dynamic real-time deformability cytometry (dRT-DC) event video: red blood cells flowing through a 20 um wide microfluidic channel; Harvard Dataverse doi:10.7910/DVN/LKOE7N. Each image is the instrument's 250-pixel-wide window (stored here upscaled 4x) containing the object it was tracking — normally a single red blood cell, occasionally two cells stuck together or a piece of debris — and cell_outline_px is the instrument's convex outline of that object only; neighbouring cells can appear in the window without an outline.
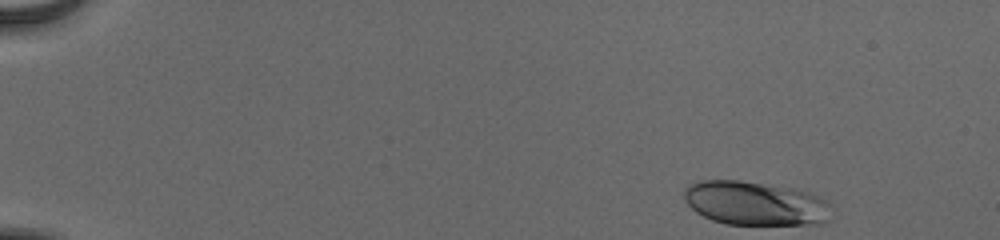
{"species": "human", "species_latin": "Homo sapiens", "temperature_condition": "cold", "stored_images_in_passage": 49, "camera_frame_rate_fps": 3000, "um_per_image_px": 0.085, "donor": {"sex": "male"}, "frame": {"image": 1, "passage_image": 1, "time_ms": 0.0, "image_size_px": [1000, 240], "cell_outline_px": [[828, 220], [820, 224], [724, 224], [712, 220], [696, 212], [684, 200], [684, 188], [688, 184], [700, 180], [740, 180], [796, 188], [820, 196], [828, 200]], "centroid_in_image_um": [64.17, 17.27], "position_along_channel_um": 20.8, "area_um2": 37.92}}
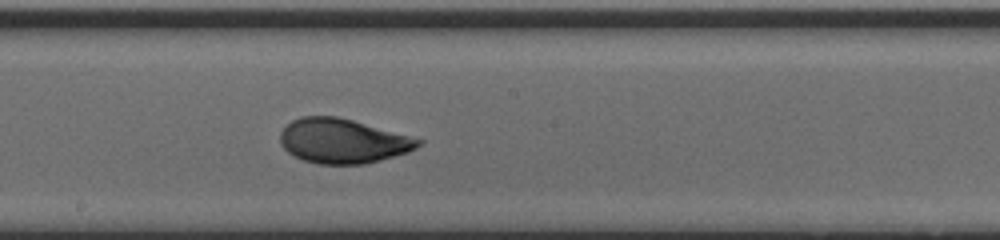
{"frame": {"image": 2, "passage_image": 27, "time_ms": 8.667, "image_size_px": [1000, 240], "cell_outline_px": [[424, 140], [416, 148], [408, 152], [380, 160], [364, 164], [320, 164], [304, 160], [288, 152], [280, 144], [280, 132], [292, 120], [300, 116], [336, 116], [352, 120]], "centroid_in_image_um": [29.11, 11.98], "position_along_channel_um": 219.1, "area_um2": 35.55}}
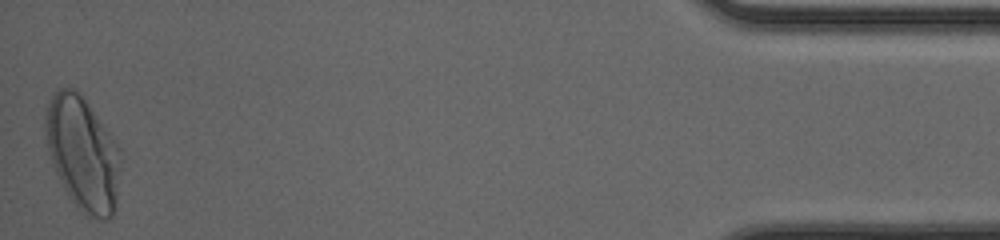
{"frame": {"image": 3, "passage_image": 49, "time_ms": 16.0, "image_size_px": [1000, 240], "cell_outline_px": [[120, 168], [116, 208], [112, 216], [108, 220], [100, 220], [76, 208], [68, 196], [52, 164], [48, 152], [44, 128], [44, 108], [52, 96], [60, 88], [72, 88], [80, 92], [120, 148]], "centroid_in_image_um": [7.02, 13.05], "position_along_channel_um": 428.2, "area_um2": 50.05}, "authors_computed_cell_mechanics": {"area_um2": 35.6626, "velocity_mm_per_s": 3.8856, "shape_relaxation_time_tau1_ms": 3.6554, "shape_relaxation_time_tau2_ms": null, "deformation_change_tau1": 0.1659, "deformation_change_tau2": null}}